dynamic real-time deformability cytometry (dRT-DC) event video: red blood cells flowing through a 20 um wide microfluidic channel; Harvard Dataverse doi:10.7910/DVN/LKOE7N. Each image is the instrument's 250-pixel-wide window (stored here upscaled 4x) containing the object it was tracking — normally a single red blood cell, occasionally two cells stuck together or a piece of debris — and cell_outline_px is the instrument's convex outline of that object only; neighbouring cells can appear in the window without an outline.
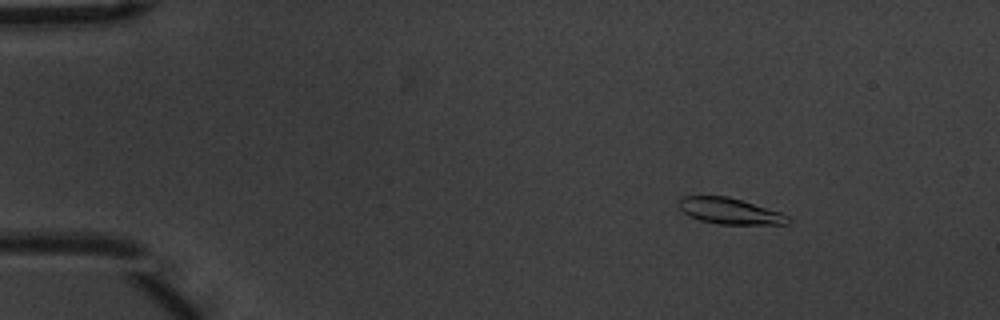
{"species": "common noctule bat (a hibernating species)", "species_latin": "Nyctalus noctula", "temperature_condition": "warm", "stored_images_in_passage": 56, "camera_frame_rate_fps": 3000, "um_per_image_px": 0.085, "animal": {"sex": "male", "body_mass_g": 20.1, "forearm_length_mm": 53.5}, "frame": {"image": 1, "passage_image": 8, "time_ms": 2.333, "image_size_px": [1000, 320], "cell_outline_px": [[792, 220], [788, 224], [720, 224], [700, 220], [688, 216], [676, 204], [676, 200], [684, 196], [728, 196], [780, 212], [788, 216]], "centroid_in_image_um": [61.99, 17.93], "position_along_channel_um": 23.0, "area_um2": 16.59}}
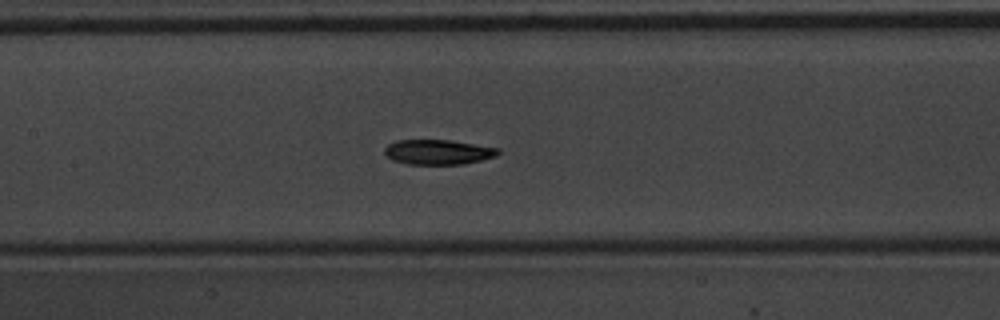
{"frame": {"image": 2, "passage_image": 27, "time_ms": 8.667, "image_size_px": [1000, 320], "cell_outline_px": [[500, 152], [496, 156], [464, 164], [408, 164], [392, 160], [384, 152], [384, 148], [388, 144], [396, 140], [448, 140], [500, 148]], "centroid_in_image_um": [37.23, 12.92], "position_along_channel_um": 170.2, "area_um2": 16.42}}
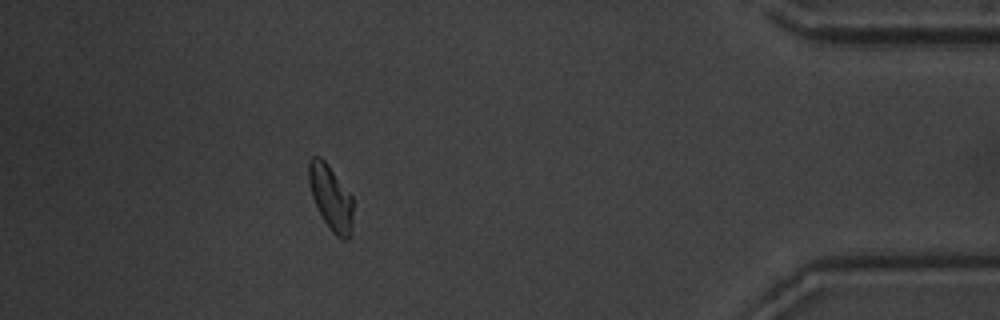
{"frame": {"image": 3, "passage_image": 50, "time_ms": 16.333, "image_size_px": [1000, 320], "cell_outline_px": [[352, 232], [348, 240], [344, 240], [336, 236], [332, 232], [324, 220], [312, 196], [308, 180], [308, 164], [312, 156], [320, 156], [328, 164], [352, 196]], "centroid_in_image_um": [28.12, 16.8], "position_along_channel_um": 407.1, "area_um2": 16.7}, "authors_computed_cell_mechanics": {"area_um2": 16.7909, "velocity_mm_per_s": 3.683, "shape_relaxation_time_tau1_ms": 3.9191, "shape_relaxation_time_tau2_ms": 5.7269, "deformation_change_tau1": 0.1755, "deformation_change_tau2": 0.1231}}